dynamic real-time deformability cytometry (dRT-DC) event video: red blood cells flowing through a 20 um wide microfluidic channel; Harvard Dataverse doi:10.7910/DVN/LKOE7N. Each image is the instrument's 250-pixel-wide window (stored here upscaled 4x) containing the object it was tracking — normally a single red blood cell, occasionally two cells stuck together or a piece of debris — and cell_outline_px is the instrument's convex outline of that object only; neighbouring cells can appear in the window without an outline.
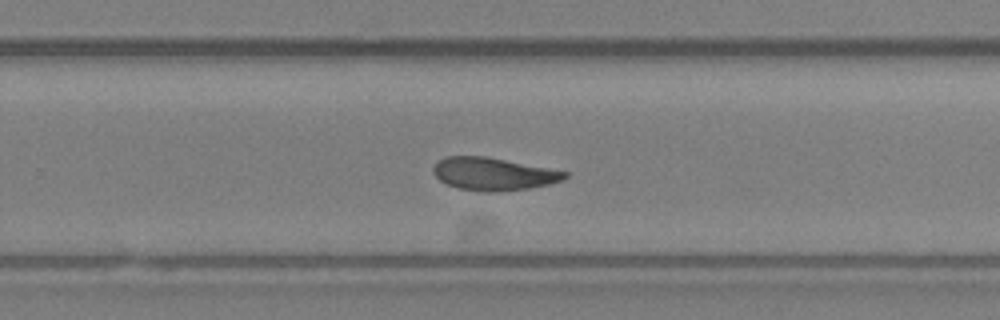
{"species": "Egyptian fruit bat (a non-hibernating species)", "species_latin": "Rousettus aegyptiacus", "temperature_condition": "room temperature", "stored_images_in_passage": 33, "camera_frame_rate_fps": 3000, "um_per_image_px": 0.085, "animal": {"sex": "female"}, "frame": {"image": 1, "passage_image": 21, "time_ms": 6.667, "image_size_px": [1000, 320], "cell_outline_px": [[568, 176], [560, 180], [548, 184], [528, 188], [492, 192], [488, 192], [456, 188], [440, 180], [432, 172], [432, 168], [444, 156], [484, 156], [548, 168], [568, 172]], "centroid_in_image_um": [41.89, 14.78], "position_along_channel_um": 287.9, "area_um2": 24.68}}